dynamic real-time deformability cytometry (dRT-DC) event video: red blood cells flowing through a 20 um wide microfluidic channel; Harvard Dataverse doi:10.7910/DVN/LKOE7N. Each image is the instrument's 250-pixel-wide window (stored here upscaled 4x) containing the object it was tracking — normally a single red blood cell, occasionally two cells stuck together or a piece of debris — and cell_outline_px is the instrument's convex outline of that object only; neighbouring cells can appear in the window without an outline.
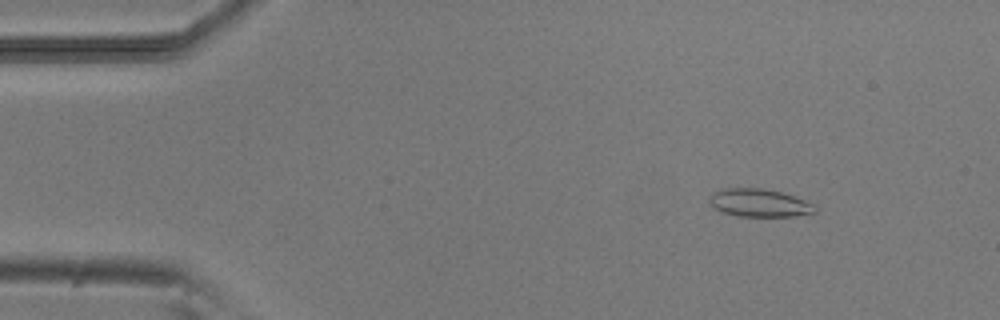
{"species": "common noctule bat (a hibernating species)", "species_latin": "Nyctalus noctula", "temperature_condition": "room temperature", "stored_images_in_passage": 52, "camera_frame_rate_fps": 3000, "um_per_image_px": 0.085, "animal": {"sex": "male", "body_mass_g": 20.5, "forearm_length_mm": 52.5}, "frame": {"image": 1, "passage_image": 6, "time_ms": 1.667, "image_size_px": [1000, 320], "cell_outline_px": [[816, 212], [796, 216], [736, 216], [724, 212], [716, 208], [708, 200], [716, 192], [724, 188], [764, 188], [780, 192], [804, 200], [812, 204], [816, 208]], "centroid_in_image_um": [64.56, 17.25], "position_along_channel_um": 20.4, "area_um2": 16.82}}
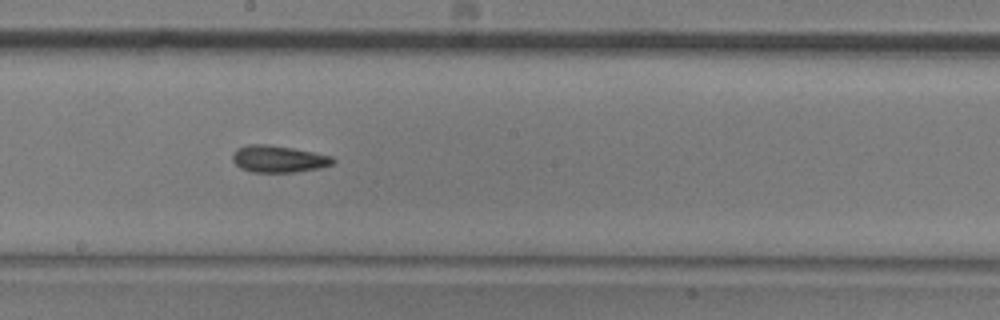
{"frame": {"image": 2, "passage_image": 28, "time_ms": 9.0, "image_size_px": [1000, 320], "cell_outline_px": [[336, 160], [332, 164], [320, 168], [296, 172], [252, 172], [240, 168], [232, 160], [232, 152], [236, 148], [248, 144], [264, 144], [292, 148], [332, 156]], "centroid_in_image_um": [23.64, 13.51], "position_along_channel_um": 224.6, "area_um2": 15.78}}
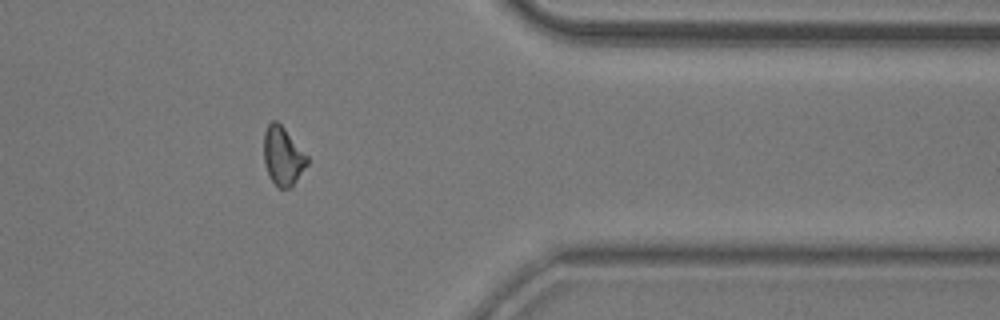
{"frame": {"image": 3, "passage_image": 42, "time_ms": 13.667, "image_size_px": [1000, 320], "cell_outline_px": [[308, 164], [292, 188], [280, 188], [272, 180], [268, 172], [264, 160], [264, 132], [268, 124], [272, 120], [276, 120], [284, 128], [308, 156]], "centroid_in_image_um": [24.06, 13.27], "position_along_channel_um": 387.3, "area_um2": 14.68}, "authors_computed_cell_mechanics": {"area_um2": 15.3459, "velocity_mm_per_s": 3.8548, "shape_relaxation_time_tau1_ms": 5.2818, "shape_relaxation_time_tau2_ms": 4.4713, "deformation_change_tau1": 0.1529, "deformation_change_tau2": 0.1312}}